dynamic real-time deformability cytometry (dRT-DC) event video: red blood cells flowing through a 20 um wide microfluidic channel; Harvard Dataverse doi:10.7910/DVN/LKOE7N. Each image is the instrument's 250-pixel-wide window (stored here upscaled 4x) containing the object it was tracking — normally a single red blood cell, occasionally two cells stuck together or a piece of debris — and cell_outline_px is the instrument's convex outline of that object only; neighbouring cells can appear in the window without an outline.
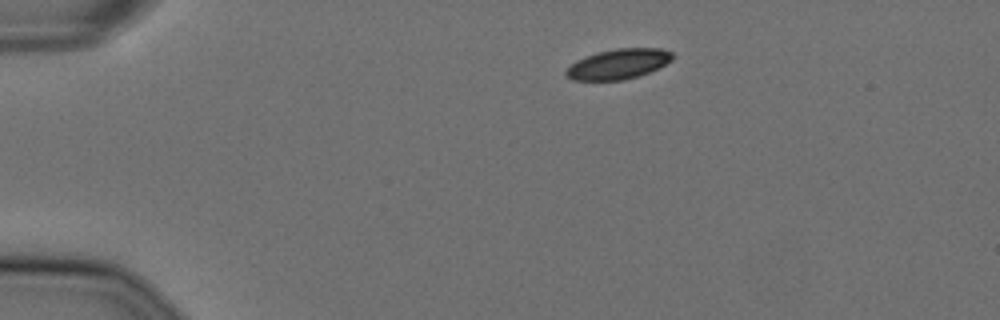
{"species": "Egyptian fruit bat (a non-hibernating species)", "species_latin": "Rousettus aegyptiacus", "temperature_condition": "cold", "stored_images_in_passage": 46, "camera_frame_rate_fps": 3000, "um_per_image_px": 0.085, "animal": {"sex": "female"}, "frame": {"image": 1, "passage_image": 1, "time_ms": 0.0, "image_size_px": [1000, 320], "cell_outline_px": [[672, 60], [640, 76], [624, 80], [572, 80], [564, 76], [564, 72], [576, 60], [596, 52], [616, 48], [660, 48], [672, 52]], "centroid_in_image_um": [52.52, 5.44], "position_along_channel_um": 32.5, "area_um2": 18.67}}
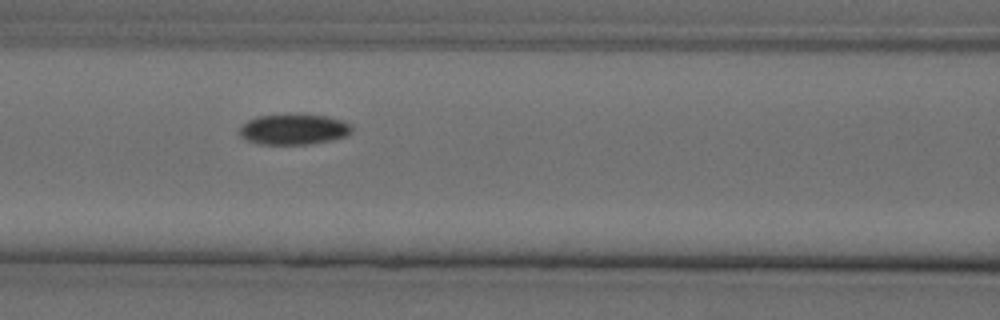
{"frame": {"image": 2, "passage_image": 15, "time_ms": 4.667, "image_size_px": [1000, 320], "cell_outline_px": [[352, 128], [344, 136], [332, 140], [312, 144], [256, 144], [244, 140], [240, 136], [240, 128], [248, 120], [256, 116], [292, 112], [300, 112], [328, 116], [344, 120], [352, 124]], "centroid_in_image_um": [24.95, 10.95], "position_along_channel_um": 141.6, "area_um2": 20.81}}
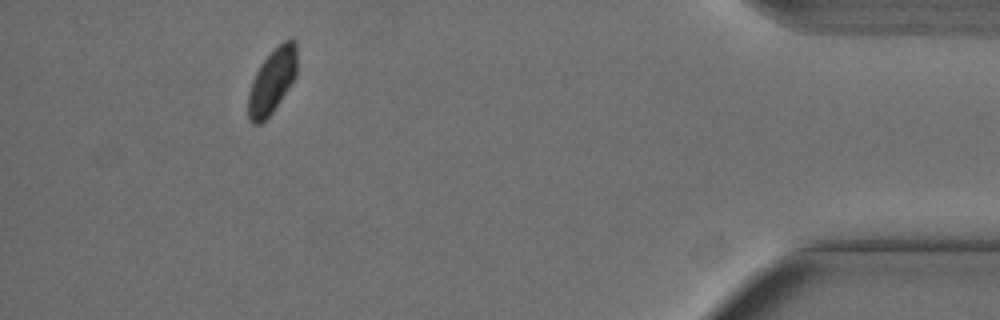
{"frame": {"image": 3, "passage_image": 42, "time_ms": 13.667, "image_size_px": [1000, 320], "cell_outline_px": [[296, 76], [272, 112], [260, 124], [252, 124], [248, 120], [248, 92], [252, 80], [260, 64], [284, 40], [296, 40]], "centroid_in_image_um": [23.1, 6.92], "position_along_channel_um": 412.1, "area_um2": 18.09}, "authors_computed_cell_mechanics": {"area_um2": 20.1722, "velocity_mm_per_s": 3.5934, "shape_relaxation_time_tau1_ms": 9.1923, "shape_relaxation_time_tau2_ms": null, "deformation_change_tau1": 0.0989, "deformation_change_tau2": null}}